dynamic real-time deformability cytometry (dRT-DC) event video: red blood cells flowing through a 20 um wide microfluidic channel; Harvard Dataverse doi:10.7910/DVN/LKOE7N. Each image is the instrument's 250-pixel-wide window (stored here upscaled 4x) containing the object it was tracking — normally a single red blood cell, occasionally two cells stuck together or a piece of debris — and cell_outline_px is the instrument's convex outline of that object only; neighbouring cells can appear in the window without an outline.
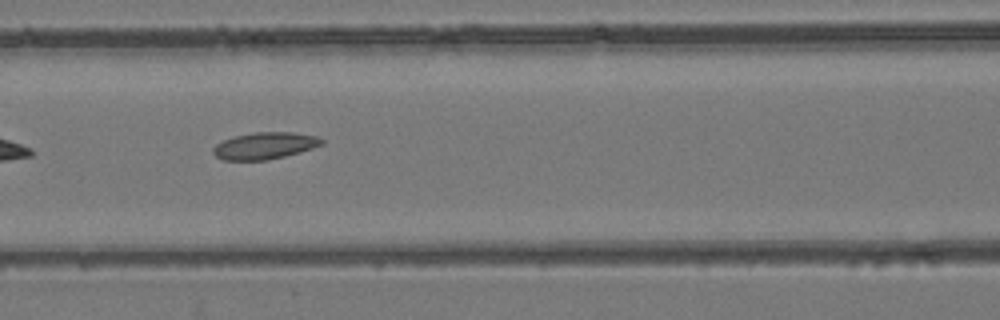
{"species": "common noctule bat (a hibernating species)", "species_latin": "Nyctalus noctula", "temperature_condition": "room temperature", "stored_images_in_passage": 27, "camera_frame_rate_fps": 3000, "um_per_image_px": 0.085, "animal": {"sex": "female", "body_mass_g": 24.6, "forearm_length_mm": 56.2}, "frame": {"image": 1, "passage_image": 6, "time_ms": 1.667, "image_size_px": [1000, 320], "cell_outline_px": [[324, 144], [300, 152], [268, 160], [224, 160], [216, 156], [212, 152], [212, 148], [216, 144], [224, 140], [236, 136], [256, 132], [292, 132], [316, 136], [324, 140]], "centroid_in_image_um": [22.51, 12.39], "position_along_channel_um": 144.1, "area_um2": 16.88}}
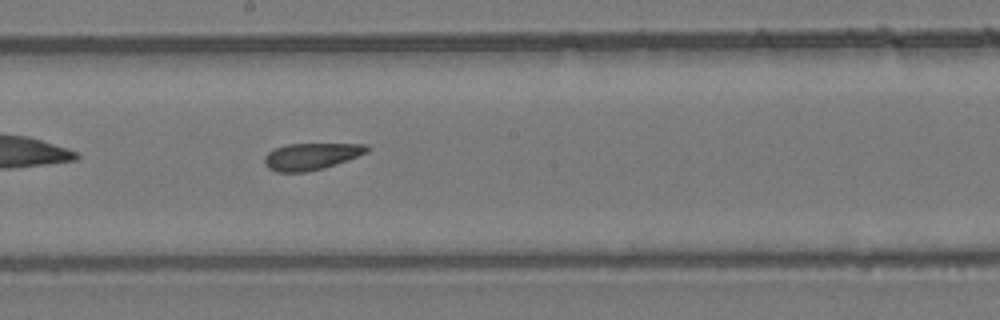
{"frame": {"image": 2, "passage_image": 12, "time_ms": 3.667, "image_size_px": [1000, 320], "cell_outline_px": [[372, 148], [368, 152], [324, 168], [304, 172], [280, 172], [268, 168], [264, 164], [264, 156], [268, 152], [276, 148], [288, 144], [368, 144]], "centroid_in_image_um": [26.46, 13.28], "position_along_channel_um": 221.7, "area_um2": 15.9}}
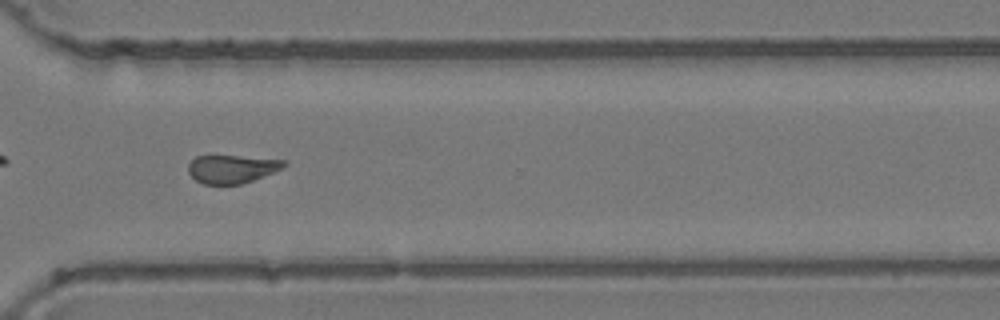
{"frame": {"image": 3, "passage_image": 22, "time_ms": 7.0, "image_size_px": [1000, 320], "cell_outline_px": [[288, 164], [284, 168], [252, 180], [240, 184], [204, 184], [196, 180], [188, 172], [188, 164], [196, 156], [236, 156], [288, 160]], "centroid_in_image_um": [19.74, 14.35], "position_along_channel_um": 350.9, "area_um2": 15.66}}